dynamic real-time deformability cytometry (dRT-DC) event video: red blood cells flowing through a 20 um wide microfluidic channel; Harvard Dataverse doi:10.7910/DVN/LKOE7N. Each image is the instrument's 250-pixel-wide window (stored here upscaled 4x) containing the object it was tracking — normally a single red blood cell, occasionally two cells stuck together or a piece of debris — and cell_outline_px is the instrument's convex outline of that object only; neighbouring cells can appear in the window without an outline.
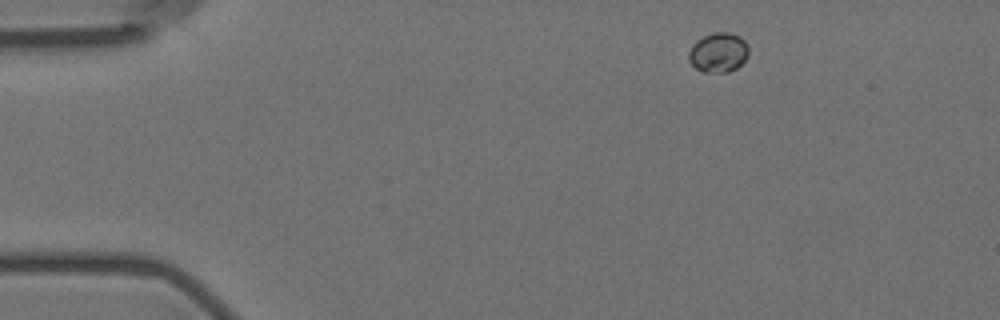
{"species": "Egyptian fruit bat (a non-hibernating species)", "species_latin": "Rousettus aegyptiacus", "temperature_condition": "room temperature", "stored_images_in_passage": 9, "camera_frame_rate_fps": 3000, "um_per_image_px": 0.085, "animal": {"sex": "female"}, "frame": {"image": 1, "passage_image": 1, "time_ms": 0.0, "image_size_px": [1000, 320], "cell_outline_px": [[748, 56], [736, 68], [728, 72], [700, 72], [688, 60], [688, 52], [692, 44], [696, 40], [712, 32], [728, 32], [740, 36], [748, 44]], "centroid_in_image_um": [61.04, 4.45], "position_along_channel_um": 24.0, "area_um2": 13.99}}
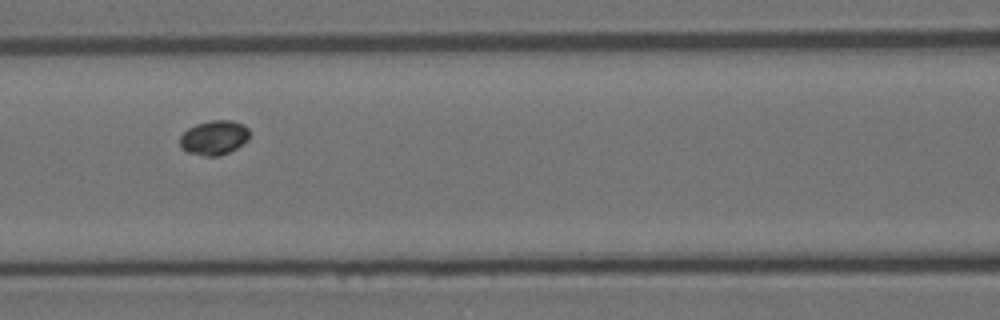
{"frame": {"image": 2, "passage_image": 6, "time_ms": 5.667, "image_size_px": [1000, 320], "cell_outline_px": [[248, 140], [236, 148], [220, 156], [204, 156], [184, 152], [180, 148], [180, 136], [188, 128], [196, 124], [212, 120], [232, 120], [244, 124], [248, 128]], "centroid_in_image_um": [18.17, 11.71], "position_along_channel_um": 148.4, "area_um2": 14.1}}
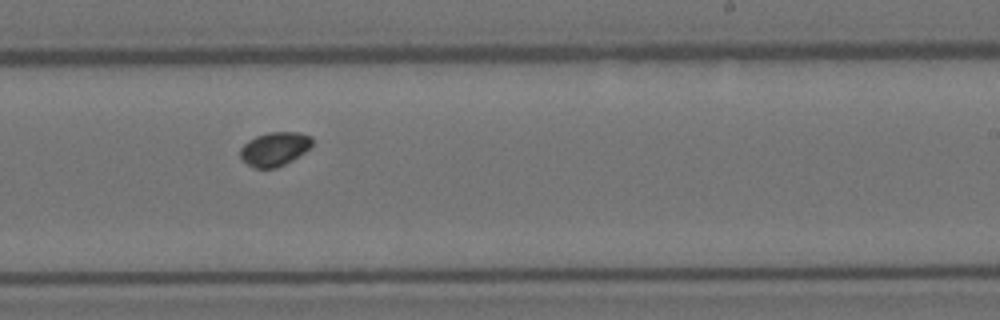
{"frame": {"image": 3, "passage_image": 9, "time_ms": 9.0, "image_size_px": [1000, 320], "cell_outline_px": [[312, 144], [304, 152], [292, 160], [276, 168], [252, 168], [240, 156], [240, 148], [248, 140], [256, 136], [268, 132], [300, 132], [312, 136]], "centroid_in_image_um": [23.33, 12.65], "position_along_channel_um": 265.7, "area_um2": 14.16}}